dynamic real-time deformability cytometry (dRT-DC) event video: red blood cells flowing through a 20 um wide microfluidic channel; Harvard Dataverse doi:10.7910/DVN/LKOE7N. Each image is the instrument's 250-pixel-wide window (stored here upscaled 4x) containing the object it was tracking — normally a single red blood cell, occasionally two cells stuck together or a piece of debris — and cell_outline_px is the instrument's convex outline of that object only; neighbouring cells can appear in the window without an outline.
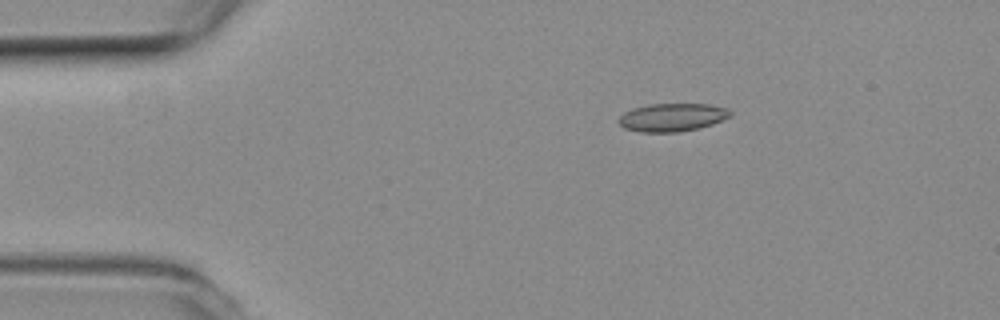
{"species": "common noctule bat (a hibernating species)", "species_latin": "Nyctalus noctula", "temperature_condition": "room temperature", "stored_images_in_passage": 37, "camera_frame_rate_fps": 3000, "um_per_image_px": 0.085, "animal": {"sex": "female", "body_mass_g": 19.3, "forearm_length_mm": 54.1}, "frame": {"image": 1, "passage_image": 1, "time_ms": 0.0, "image_size_px": [1000, 320], "cell_outline_px": [[732, 112], [728, 116], [712, 124], [700, 128], [680, 132], [640, 132], [624, 128], [616, 120], [624, 112], [632, 108], [652, 104], [708, 104], [728, 108]], "centroid_in_image_um": [57.1, 9.98], "position_along_channel_um": 27.9, "area_um2": 18.26}}
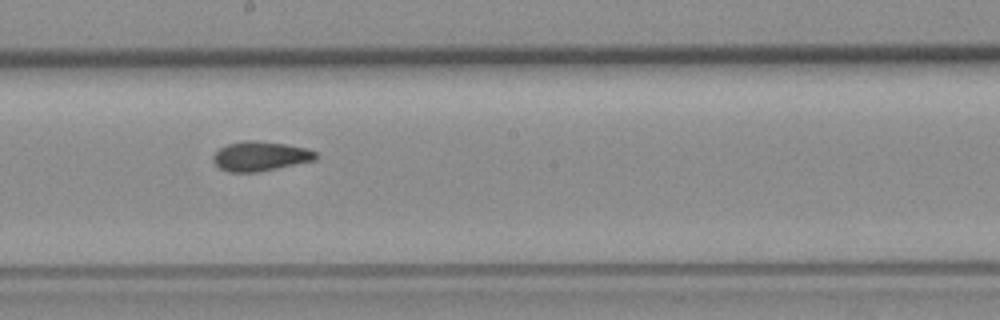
{"frame": {"image": 2, "passage_image": 21, "time_ms": 6.667, "image_size_px": [1000, 320], "cell_outline_px": [[316, 160], [256, 172], [228, 172], [220, 168], [212, 160], [212, 156], [220, 148], [228, 144], [244, 140], [256, 140], [284, 144], [304, 148], [316, 152]], "centroid_in_image_um": [22.09, 13.27], "position_along_channel_um": 226.1, "area_um2": 17.46}}
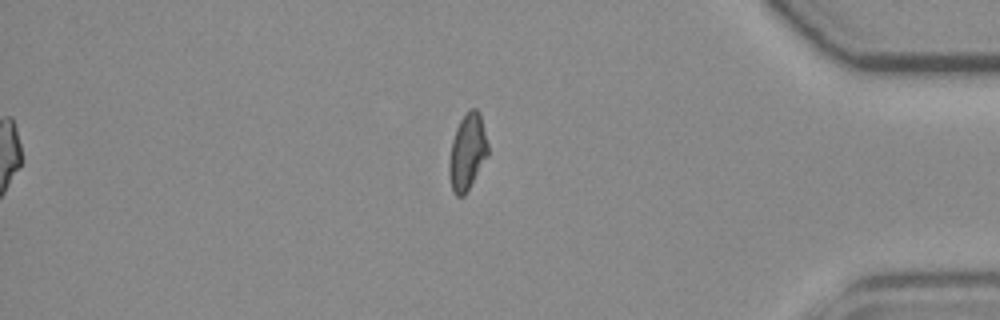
{"frame": {"image": 3, "passage_image": 37, "time_ms": 12.0, "image_size_px": [1000, 320], "cell_outline_px": [[488, 156], [464, 196], [456, 196], [452, 192], [448, 172], [448, 164], [452, 140], [456, 128], [460, 120], [472, 108], [476, 108], [480, 112], [488, 144]], "centroid_in_image_um": [39.72, 12.94], "position_along_channel_um": 395.5, "area_um2": 17.28}, "authors_computed_cell_mechanics": {"area_um2": 17.5134, "velocity_mm_per_s": 3.8169, "shape_relaxation_time_tau1_ms": 10.3817, "shape_relaxation_time_tau2_ms": 1.9521, "deformation_change_tau1": 0.2, "deformation_change_tau2": 0.0813}}